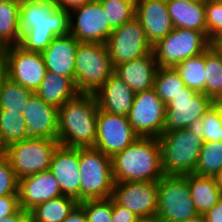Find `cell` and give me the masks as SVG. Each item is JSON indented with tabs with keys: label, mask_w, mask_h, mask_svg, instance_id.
Masks as SVG:
<instances>
[{
	"label": "cell",
	"mask_w": 222,
	"mask_h": 222,
	"mask_svg": "<svg viewBox=\"0 0 222 222\" xmlns=\"http://www.w3.org/2000/svg\"><path fill=\"white\" fill-rule=\"evenodd\" d=\"M18 46L42 53L57 36L70 34V14L54 0H38L20 6Z\"/></svg>",
	"instance_id": "cell-1"
},
{
	"label": "cell",
	"mask_w": 222,
	"mask_h": 222,
	"mask_svg": "<svg viewBox=\"0 0 222 222\" xmlns=\"http://www.w3.org/2000/svg\"><path fill=\"white\" fill-rule=\"evenodd\" d=\"M98 105L94 94L78 93L58 111L59 145L73 148L94 147Z\"/></svg>",
	"instance_id": "cell-2"
},
{
	"label": "cell",
	"mask_w": 222,
	"mask_h": 222,
	"mask_svg": "<svg viewBox=\"0 0 222 222\" xmlns=\"http://www.w3.org/2000/svg\"><path fill=\"white\" fill-rule=\"evenodd\" d=\"M115 182H157L163 176L158 138L140 137L111 157Z\"/></svg>",
	"instance_id": "cell-3"
},
{
	"label": "cell",
	"mask_w": 222,
	"mask_h": 222,
	"mask_svg": "<svg viewBox=\"0 0 222 222\" xmlns=\"http://www.w3.org/2000/svg\"><path fill=\"white\" fill-rule=\"evenodd\" d=\"M158 141L164 175L184 176L194 173L203 145L197 128L163 132Z\"/></svg>",
	"instance_id": "cell-4"
},
{
	"label": "cell",
	"mask_w": 222,
	"mask_h": 222,
	"mask_svg": "<svg viewBox=\"0 0 222 222\" xmlns=\"http://www.w3.org/2000/svg\"><path fill=\"white\" fill-rule=\"evenodd\" d=\"M113 72L106 44L78 43L75 54V86L78 93L95 94Z\"/></svg>",
	"instance_id": "cell-5"
},
{
	"label": "cell",
	"mask_w": 222,
	"mask_h": 222,
	"mask_svg": "<svg viewBox=\"0 0 222 222\" xmlns=\"http://www.w3.org/2000/svg\"><path fill=\"white\" fill-rule=\"evenodd\" d=\"M80 202L112 197L114 177L111 157L94 148H79Z\"/></svg>",
	"instance_id": "cell-6"
},
{
	"label": "cell",
	"mask_w": 222,
	"mask_h": 222,
	"mask_svg": "<svg viewBox=\"0 0 222 222\" xmlns=\"http://www.w3.org/2000/svg\"><path fill=\"white\" fill-rule=\"evenodd\" d=\"M198 215L190 196L188 174L164 175L158 181L157 222H179Z\"/></svg>",
	"instance_id": "cell-7"
},
{
	"label": "cell",
	"mask_w": 222,
	"mask_h": 222,
	"mask_svg": "<svg viewBox=\"0 0 222 222\" xmlns=\"http://www.w3.org/2000/svg\"><path fill=\"white\" fill-rule=\"evenodd\" d=\"M211 46L207 31L174 28L152 46L158 67H174L181 61L198 56Z\"/></svg>",
	"instance_id": "cell-8"
},
{
	"label": "cell",
	"mask_w": 222,
	"mask_h": 222,
	"mask_svg": "<svg viewBox=\"0 0 222 222\" xmlns=\"http://www.w3.org/2000/svg\"><path fill=\"white\" fill-rule=\"evenodd\" d=\"M58 145V140L49 138L25 139L8 145L2 152L19 180L49 170L53 152Z\"/></svg>",
	"instance_id": "cell-9"
},
{
	"label": "cell",
	"mask_w": 222,
	"mask_h": 222,
	"mask_svg": "<svg viewBox=\"0 0 222 222\" xmlns=\"http://www.w3.org/2000/svg\"><path fill=\"white\" fill-rule=\"evenodd\" d=\"M166 105L154 88L135 93L128 115L131 127L140 137H160L164 132Z\"/></svg>",
	"instance_id": "cell-10"
},
{
	"label": "cell",
	"mask_w": 222,
	"mask_h": 222,
	"mask_svg": "<svg viewBox=\"0 0 222 222\" xmlns=\"http://www.w3.org/2000/svg\"><path fill=\"white\" fill-rule=\"evenodd\" d=\"M214 101L203 93L185 87L166 104L164 132L197 128L203 115Z\"/></svg>",
	"instance_id": "cell-11"
},
{
	"label": "cell",
	"mask_w": 222,
	"mask_h": 222,
	"mask_svg": "<svg viewBox=\"0 0 222 222\" xmlns=\"http://www.w3.org/2000/svg\"><path fill=\"white\" fill-rule=\"evenodd\" d=\"M113 68L152 52L141 23L136 19L112 30L106 43Z\"/></svg>",
	"instance_id": "cell-12"
},
{
	"label": "cell",
	"mask_w": 222,
	"mask_h": 222,
	"mask_svg": "<svg viewBox=\"0 0 222 222\" xmlns=\"http://www.w3.org/2000/svg\"><path fill=\"white\" fill-rule=\"evenodd\" d=\"M70 34L79 42L106 44L113 28L99 0L69 12Z\"/></svg>",
	"instance_id": "cell-13"
},
{
	"label": "cell",
	"mask_w": 222,
	"mask_h": 222,
	"mask_svg": "<svg viewBox=\"0 0 222 222\" xmlns=\"http://www.w3.org/2000/svg\"><path fill=\"white\" fill-rule=\"evenodd\" d=\"M138 138L140 136L131 127L128 116L110 114L98 109L94 148L112 157Z\"/></svg>",
	"instance_id": "cell-14"
},
{
	"label": "cell",
	"mask_w": 222,
	"mask_h": 222,
	"mask_svg": "<svg viewBox=\"0 0 222 222\" xmlns=\"http://www.w3.org/2000/svg\"><path fill=\"white\" fill-rule=\"evenodd\" d=\"M157 182H115L112 199L135 213L143 222L155 221L157 212Z\"/></svg>",
	"instance_id": "cell-15"
},
{
	"label": "cell",
	"mask_w": 222,
	"mask_h": 222,
	"mask_svg": "<svg viewBox=\"0 0 222 222\" xmlns=\"http://www.w3.org/2000/svg\"><path fill=\"white\" fill-rule=\"evenodd\" d=\"M4 61L7 77L35 93L47 71L42 53L9 46L5 48Z\"/></svg>",
	"instance_id": "cell-16"
},
{
	"label": "cell",
	"mask_w": 222,
	"mask_h": 222,
	"mask_svg": "<svg viewBox=\"0 0 222 222\" xmlns=\"http://www.w3.org/2000/svg\"><path fill=\"white\" fill-rule=\"evenodd\" d=\"M59 109L44 102L35 93L26 102L22 115L25 119V139L49 138L57 140Z\"/></svg>",
	"instance_id": "cell-17"
},
{
	"label": "cell",
	"mask_w": 222,
	"mask_h": 222,
	"mask_svg": "<svg viewBox=\"0 0 222 222\" xmlns=\"http://www.w3.org/2000/svg\"><path fill=\"white\" fill-rule=\"evenodd\" d=\"M49 171L59 183L62 195L80 202L79 148L58 145L53 152Z\"/></svg>",
	"instance_id": "cell-18"
},
{
	"label": "cell",
	"mask_w": 222,
	"mask_h": 222,
	"mask_svg": "<svg viewBox=\"0 0 222 222\" xmlns=\"http://www.w3.org/2000/svg\"><path fill=\"white\" fill-rule=\"evenodd\" d=\"M135 18L141 23L152 46L174 29L167 0H136Z\"/></svg>",
	"instance_id": "cell-19"
},
{
	"label": "cell",
	"mask_w": 222,
	"mask_h": 222,
	"mask_svg": "<svg viewBox=\"0 0 222 222\" xmlns=\"http://www.w3.org/2000/svg\"><path fill=\"white\" fill-rule=\"evenodd\" d=\"M59 196H62L61 188L49 170L18 180L19 207L28 212L36 205Z\"/></svg>",
	"instance_id": "cell-20"
},
{
	"label": "cell",
	"mask_w": 222,
	"mask_h": 222,
	"mask_svg": "<svg viewBox=\"0 0 222 222\" xmlns=\"http://www.w3.org/2000/svg\"><path fill=\"white\" fill-rule=\"evenodd\" d=\"M94 96L100 110L110 114L128 116L135 93L113 73Z\"/></svg>",
	"instance_id": "cell-21"
},
{
	"label": "cell",
	"mask_w": 222,
	"mask_h": 222,
	"mask_svg": "<svg viewBox=\"0 0 222 222\" xmlns=\"http://www.w3.org/2000/svg\"><path fill=\"white\" fill-rule=\"evenodd\" d=\"M77 41L71 34L55 37L42 52L46 70L70 77L75 83Z\"/></svg>",
	"instance_id": "cell-22"
},
{
	"label": "cell",
	"mask_w": 222,
	"mask_h": 222,
	"mask_svg": "<svg viewBox=\"0 0 222 222\" xmlns=\"http://www.w3.org/2000/svg\"><path fill=\"white\" fill-rule=\"evenodd\" d=\"M157 69L158 63L152 51L141 58L115 66L113 73L137 93L154 87Z\"/></svg>",
	"instance_id": "cell-23"
},
{
	"label": "cell",
	"mask_w": 222,
	"mask_h": 222,
	"mask_svg": "<svg viewBox=\"0 0 222 222\" xmlns=\"http://www.w3.org/2000/svg\"><path fill=\"white\" fill-rule=\"evenodd\" d=\"M44 102L58 109L68 100L74 98L78 91L74 81L70 77L55 72L46 71L44 79L35 91Z\"/></svg>",
	"instance_id": "cell-24"
},
{
	"label": "cell",
	"mask_w": 222,
	"mask_h": 222,
	"mask_svg": "<svg viewBox=\"0 0 222 222\" xmlns=\"http://www.w3.org/2000/svg\"><path fill=\"white\" fill-rule=\"evenodd\" d=\"M167 9L174 28L206 31L205 3L167 0Z\"/></svg>",
	"instance_id": "cell-25"
},
{
	"label": "cell",
	"mask_w": 222,
	"mask_h": 222,
	"mask_svg": "<svg viewBox=\"0 0 222 222\" xmlns=\"http://www.w3.org/2000/svg\"><path fill=\"white\" fill-rule=\"evenodd\" d=\"M190 196L199 215H204L212 209L222 196V191L216 183L215 177L188 174Z\"/></svg>",
	"instance_id": "cell-26"
},
{
	"label": "cell",
	"mask_w": 222,
	"mask_h": 222,
	"mask_svg": "<svg viewBox=\"0 0 222 222\" xmlns=\"http://www.w3.org/2000/svg\"><path fill=\"white\" fill-rule=\"evenodd\" d=\"M79 202L70 196H59L36 205L29 211L30 222H63Z\"/></svg>",
	"instance_id": "cell-27"
},
{
	"label": "cell",
	"mask_w": 222,
	"mask_h": 222,
	"mask_svg": "<svg viewBox=\"0 0 222 222\" xmlns=\"http://www.w3.org/2000/svg\"><path fill=\"white\" fill-rule=\"evenodd\" d=\"M20 6L12 0H0V43L6 48L18 45Z\"/></svg>",
	"instance_id": "cell-28"
},
{
	"label": "cell",
	"mask_w": 222,
	"mask_h": 222,
	"mask_svg": "<svg viewBox=\"0 0 222 222\" xmlns=\"http://www.w3.org/2000/svg\"><path fill=\"white\" fill-rule=\"evenodd\" d=\"M174 68L183 80L185 87L204 94L206 84L205 52L181 61Z\"/></svg>",
	"instance_id": "cell-29"
},
{
	"label": "cell",
	"mask_w": 222,
	"mask_h": 222,
	"mask_svg": "<svg viewBox=\"0 0 222 222\" xmlns=\"http://www.w3.org/2000/svg\"><path fill=\"white\" fill-rule=\"evenodd\" d=\"M204 95L215 101L222 97V53L211 46L205 51Z\"/></svg>",
	"instance_id": "cell-30"
},
{
	"label": "cell",
	"mask_w": 222,
	"mask_h": 222,
	"mask_svg": "<svg viewBox=\"0 0 222 222\" xmlns=\"http://www.w3.org/2000/svg\"><path fill=\"white\" fill-rule=\"evenodd\" d=\"M25 127L22 113L0 110V151L12 143L25 140Z\"/></svg>",
	"instance_id": "cell-31"
},
{
	"label": "cell",
	"mask_w": 222,
	"mask_h": 222,
	"mask_svg": "<svg viewBox=\"0 0 222 222\" xmlns=\"http://www.w3.org/2000/svg\"><path fill=\"white\" fill-rule=\"evenodd\" d=\"M153 88L166 105L182 92L185 84L174 67H158Z\"/></svg>",
	"instance_id": "cell-32"
},
{
	"label": "cell",
	"mask_w": 222,
	"mask_h": 222,
	"mask_svg": "<svg viewBox=\"0 0 222 222\" xmlns=\"http://www.w3.org/2000/svg\"><path fill=\"white\" fill-rule=\"evenodd\" d=\"M33 94L32 90L24 88L19 83L6 77L0 88V110L22 113L27 100Z\"/></svg>",
	"instance_id": "cell-33"
},
{
	"label": "cell",
	"mask_w": 222,
	"mask_h": 222,
	"mask_svg": "<svg viewBox=\"0 0 222 222\" xmlns=\"http://www.w3.org/2000/svg\"><path fill=\"white\" fill-rule=\"evenodd\" d=\"M222 167V141L203 142L194 174L215 177Z\"/></svg>",
	"instance_id": "cell-34"
},
{
	"label": "cell",
	"mask_w": 222,
	"mask_h": 222,
	"mask_svg": "<svg viewBox=\"0 0 222 222\" xmlns=\"http://www.w3.org/2000/svg\"><path fill=\"white\" fill-rule=\"evenodd\" d=\"M114 29L135 18L136 0H99Z\"/></svg>",
	"instance_id": "cell-35"
},
{
	"label": "cell",
	"mask_w": 222,
	"mask_h": 222,
	"mask_svg": "<svg viewBox=\"0 0 222 222\" xmlns=\"http://www.w3.org/2000/svg\"><path fill=\"white\" fill-rule=\"evenodd\" d=\"M197 130L203 142L222 141V118L214 103L203 115Z\"/></svg>",
	"instance_id": "cell-36"
},
{
	"label": "cell",
	"mask_w": 222,
	"mask_h": 222,
	"mask_svg": "<svg viewBox=\"0 0 222 222\" xmlns=\"http://www.w3.org/2000/svg\"><path fill=\"white\" fill-rule=\"evenodd\" d=\"M79 204L84 209L87 222H112V197L84 200Z\"/></svg>",
	"instance_id": "cell-37"
},
{
	"label": "cell",
	"mask_w": 222,
	"mask_h": 222,
	"mask_svg": "<svg viewBox=\"0 0 222 222\" xmlns=\"http://www.w3.org/2000/svg\"><path fill=\"white\" fill-rule=\"evenodd\" d=\"M18 195V179L6 155L0 151V196Z\"/></svg>",
	"instance_id": "cell-38"
},
{
	"label": "cell",
	"mask_w": 222,
	"mask_h": 222,
	"mask_svg": "<svg viewBox=\"0 0 222 222\" xmlns=\"http://www.w3.org/2000/svg\"><path fill=\"white\" fill-rule=\"evenodd\" d=\"M205 20L207 36L211 40L222 30V4L214 0L205 2Z\"/></svg>",
	"instance_id": "cell-39"
},
{
	"label": "cell",
	"mask_w": 222,
	"mask_h": 222,
	"mask_svg": "<svg viewBox=\"0 0 222 222\" xmlns=\"http://www.w3.org/2000/svg\"><path fill=\"white\" fill-rule=\"evenodd\" d=\"M112 222H143L135 213L112 199Z\"/></svg>",
	"instance_id": "cell-40"
},
{
	"label": "cell",
	"mask_w": 222,
	"mask_h": 222,
	"mask_svg": "<svg viewBox=\"0 0 222 222\" xmlns=\"http://www.w3.org/2000/svg\"><path fill=\"white\" fill-rule=\"evenodd\" d=\"M19 208L18 195L0 196V219L12 215Z\"/></svg>",
	"instance_id": "cell-41"
},
{
	"label": "cell",
	"mask_w": 222,
	"mask_h": 222,
	"mask_svg": "<svg viewBox=\"0 0 222 222\" xmlns=\"http://www.w3.org/2000/svg\"><path fill=\"white\" fill-rule=\"evenodd\" d=\"M92 1L94 0H54L59 9H63L68 12L75 8L82 7L83 5Z\"/></svg>",
	"instance_id": "cell-42"
},
{
	"label": "cell",
	"mask_w": 222,
	"mask_h": 222,
	"mask_svg": "<svg viewBox=\"0 0 222 222\" xmlns=\"http://www.w3.org/2000/svg\"><path fill=\"white\" fill-rule=\"evenodd\" d=\"M203 216L206 222H222V196L218 203Z\"/></svg>",
	"instance_id": "cell-43"
},
{
	"label": "cell",
	"mask_w": 222,
	"mask_h": 222,
	"mask_svg": "<svg viewBox=\"0 0 222 222\" xmlns=\"http://www.w3.org/2000/svg\"><path fill=\"white\" fill-rule=\"evenodd\" d=\"M63 222H87L83 207L78 203Z\"/></svg>",
	"instance_id": "cell-44"
},
{
	"label": "cell",
	"mask_w": 222,
	"mask_h": 222,
	"mask_svg": "<svg viewBox=\"0 0 222 222\" xmlns=\"http://www.w3.org/2000/svg\"><path fill=\"white\" fill-rule=\"evenodd\" d=\"M0 222H30L29 212L19 208L12 215L0 219Z\"/></svg>",
	"instance_id": "cell-45"
},
{
	"label": "cell",
	"mask_w": 222,
	"mask_h": 222,
	"mask_svg": "<svg viewBox=\"0 0 222 222\" xmlns=\"http://www.w3.org/2000/svg\"><path fill=\"white\" fill-rule=\"evenodd\" d=\"M211 47L215 51L222 52V30L211 39Z\"/></svg>",
	"instance_id": "cell-46"
},
{
	"label": "cell",
	"mask_w": 222,
	"mask_h": 222,
	"mask_svg": "<svg viewBox=\"0 0 222 222\" xmlns=\"http://www.w3.org/2000/svg\"><path fill=\"white\" fill-rule=\"evenodd\" d=\"M6 77H7V74H6V63H5V61H3L0 64V88H1V84H2L3 80Z\"/></svg>",
	"instance_id": "cell-47"
},
{
	"label": "cell",
	"mask_w": 222,
	"mask_h": 222,
	"mask_svg": "<svg viewBox=\"0 0 222 222\" xmlns=\"http://www.w3.org/2000/svg\"><path fill=\"white\" fill-rule=\"evenodd\" d=\"M179 222H206L205 221V218L203 215H197L196 217L194 218H191V219H186L184 221H179Z\"/></svg>",
	"instance_id": "cell-48"
},
{
	"label": "cell",
	"mask_w": 222,
	"mask_h": 222,
	"mask_svg": "<svg viewBox=\"0 0 222 222\" xmlns=\"http://www.w3.org/2000/svg\"><path fill=\"white\" fill-rule=\"evenodd\" d=\"M216 183L222 191V167L220 168L218 174L215 176Z\"/></svg>",
	"instance_id": "cell-49"
},
{
	"label": "cell",
	"mask_w": 222,
	"mask_h": 222,
	"mask_svg": "<svg viewBox=\"0 0 222 222\" xmlns=\"http://www.w3.org/2000/svg\"><path fill=\"white\" fill-rule=\"evenodd\" d=\"M14 3H16L18 6L29 4L38 0H12Z\"/></svg>",
	"instance_id": "cell-50"
},
{
	"label": "cell",
	"mask_w": 222,
	"mask_h": 222,
	"mask_svg": "<svg viewBox=\"0 0 222 222\" xmlns=\"http://www.w3.org/2000/svg\"><path fill=\"white\" fill-rule=\"evenodd\" d=\"M214 104L217 106L219 112H220V115H221V118H222V97L221 98H218L214 101Z\"/></svg>",
	"instance_id": "cell-51"
},
{
	"label": "cell",
	"mask_w": 222,
	"mask_h": 222,
	"mask_svg": "<svg viewBox=\"0 0 222 222\" xmlns=\"http://www.w3.org/2000/svg\"><path fill=\"white\" fill-rule=\"evenodd\" d=\"M5 47L0 43V64L4 61Z\"/></svg>",
	"instance_id": "cell-52"
},
{
	"label": "cell",
	"mask_w": 222,
	"mask_h": 222,
	"mask_svg": "<svg viewBox=\"0 0 222 222\" xmlns=\"http://www.w3.org/2000/svg\"><path fill=\"white\" fill-rule=\"evenodd\" d=\"M192 3H205L207 0H187Z\"/></svg>",
	"instance_id": "cell-53"
},
{
	"label": "cell",
	"mask_w": 222,
	"mask_h": 222,
	"mask_svg": "<svg viewBox=\"0 0 222 222\" xmlns=\"http://www.w3.org/2000/svg\"><path fill=\"white\" fill-rule=\"evenodd\" d=\"M214 1L217 2V3L222 4V0H214Z\"/></svg>",
	"instance_id": "cell-54"
}]
</instances>
